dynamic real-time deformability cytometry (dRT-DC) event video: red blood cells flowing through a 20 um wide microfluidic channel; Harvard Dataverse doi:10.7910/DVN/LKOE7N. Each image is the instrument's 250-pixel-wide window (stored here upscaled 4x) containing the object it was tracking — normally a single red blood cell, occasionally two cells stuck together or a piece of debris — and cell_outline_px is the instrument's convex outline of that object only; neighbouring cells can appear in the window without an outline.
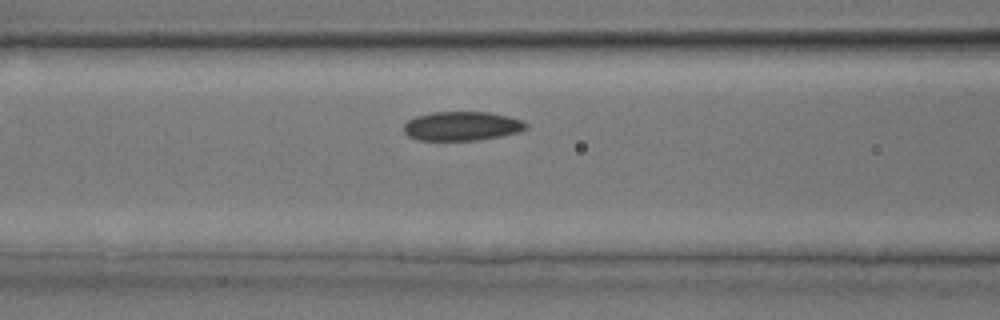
{"species": "common noctule bat (a hibernating species)", "species_latin": "Nyctalus noctula", "temperature_condition": "room temperature", "stored_images_in_passage": 22, "camera_frame_rate_fps": 3000, "um_per_image_px": 0.085, "animal": {"sex": "male", "body_mass_g": 17.9, "forearm_length_mm": 54.2}, "frame": {"image": 1, "passage_image": 4, "time_ms": 1.0, "image_size_px": [1000, 320], "cell_outline_px": [[528, 128], [520, 132], [500, 136], [476, 140], [416, 140], [408, 136], [404, 132], [404, 124], [408, 120], [416, 116], [432, 112], [488, 112], [508, 116], [520, 120], [528, 124]], "centroid_in_image_um": [39.25, 10.72], "position_along_channel_um": 127.3, "area_um2": 20.75}}
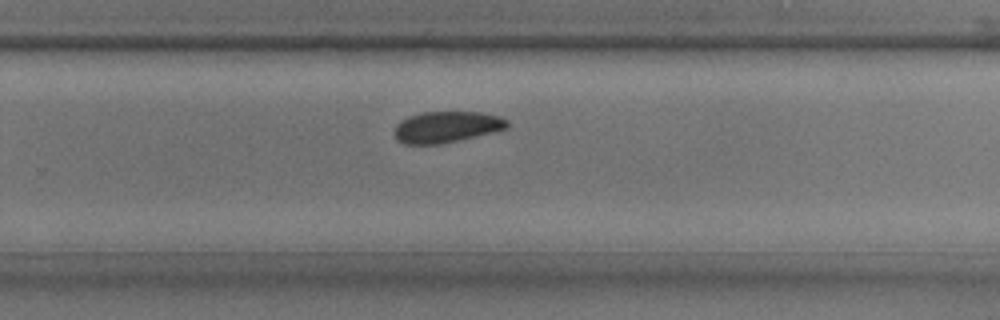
{"frame": {"image": 2, "passage_image": 12, "time_ms": 3.667, "image_size_px": [1000, 320], "cell_outline_px": [[508, 128], [492, 132], [440, 144], [404, 144], [396, 140], [392, 132], [396, 124], [400, 120], [408, 116], [424, 112], [480, 112], [500, 116], [508, 120]], "centroid_in_image_um": [37.9, 10.79], "position_along_channel_um": 291.9, "area_um2": 20.63}}
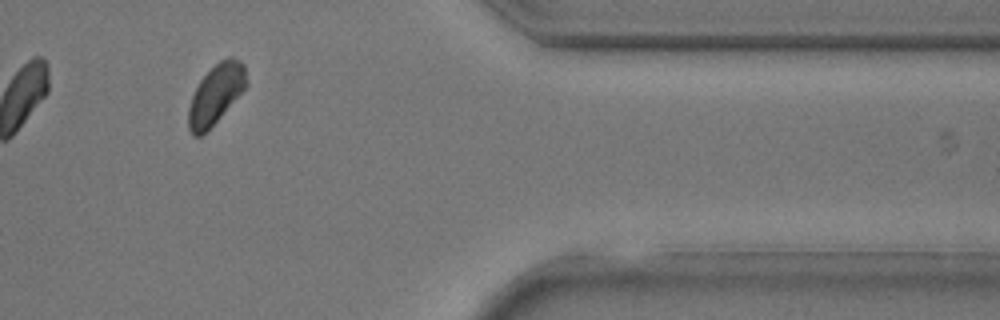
{"frame": {"image": 3, "passage_image": 18, "time_ms": 5.667, "image_size_px": [1000, 320], "cell_outline_px": [[248, 84], [220, 116], [200, 136], [192, 136], [188, 128], [188, 108], [192, 96], [200, 80], [220, 60], [228, 56], [232, 56], [240, 60], [244, 64]], "centroid_in_image_um": [18.34, 7.98], "position_along_channel_um": 393.1, "area_um2": 19.71}}